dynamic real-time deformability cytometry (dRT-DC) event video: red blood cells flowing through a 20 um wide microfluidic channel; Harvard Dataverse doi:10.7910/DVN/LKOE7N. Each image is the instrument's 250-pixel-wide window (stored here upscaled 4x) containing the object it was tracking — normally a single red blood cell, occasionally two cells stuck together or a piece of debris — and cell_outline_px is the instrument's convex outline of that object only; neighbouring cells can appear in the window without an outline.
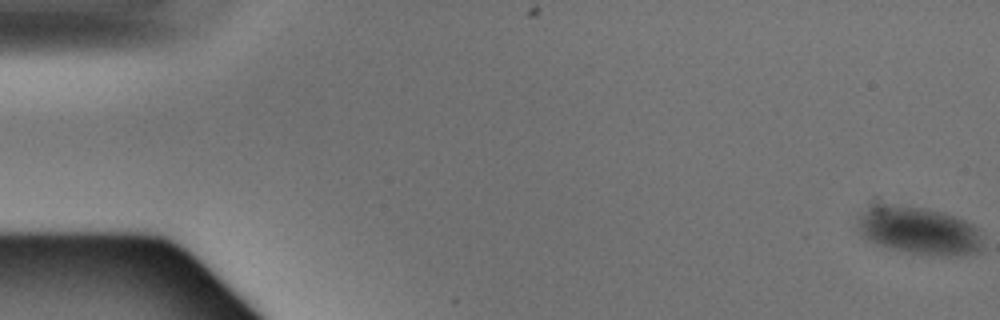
{"species": "Egyptian fruit bat (a non-hibernating species)", "species_latin": "Rousettus aegyptiacus", "temperature_condition": "warm", "stored_images_in_passage": 2, "segment_of_instrument_passage": [2, 2], "camera_frame_rate_fps": 3000, "um_per_image_px": 0.085, "animal": {"sex": "male"}, "frame": {"image": 1, "passage_image": 2, "time_ms": 0.333, "image_size_px": [1000, 320], "cell_outline_px": [[984, 252], [960, 256], [932, 256], [908, 252], [876, 244], [864, 240], [860, 236], [860, 212], [864, 204], [896, 204], [924, 208], [944, 212], [964, 220], [972, 224], [976, 228]], "centroid_in_image_um": [78.07, 19.6], "position_along_channel_um": 6.9, "area_um2": 35.43}}